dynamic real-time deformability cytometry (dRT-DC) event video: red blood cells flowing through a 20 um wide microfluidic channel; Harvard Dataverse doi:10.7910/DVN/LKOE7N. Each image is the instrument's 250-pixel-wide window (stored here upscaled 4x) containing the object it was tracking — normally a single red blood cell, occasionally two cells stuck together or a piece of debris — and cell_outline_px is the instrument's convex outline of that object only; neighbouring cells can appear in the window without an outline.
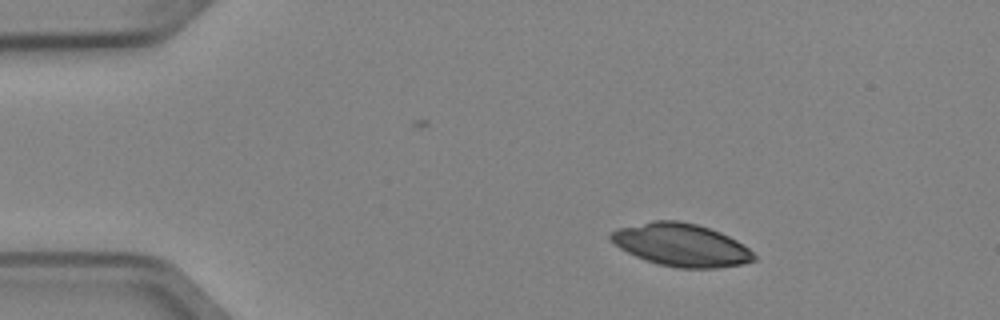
{"species": "Egyptian fruit bat (a non-hibernating species)", "species_latin": "Rousettus aegyptiacus", "temperature_condition": "cold", "stored_images_in_passage": 3, "camera_frame_rate_fps": 3000, "um_per_image_px": 0.085, "animal": {"sex": "female"}, "frame": {"image": 1, "passage_image": 1, "time_ms": 0.0, "image_size_px": [1000, 320], "cell_outline_px": [[756, 260], [744, 264], [716, 268], [676, 268], [644, 260], [620, 248], [608, 236], [616, 228], [652, 220], [676, 220], [696, 224], [720, 232], [744, 244], [756, 256]], "centroid_in_image_um": [57.91, 20.82], "position_along_channel_um": 27.1, "area_um2": 35.66}}